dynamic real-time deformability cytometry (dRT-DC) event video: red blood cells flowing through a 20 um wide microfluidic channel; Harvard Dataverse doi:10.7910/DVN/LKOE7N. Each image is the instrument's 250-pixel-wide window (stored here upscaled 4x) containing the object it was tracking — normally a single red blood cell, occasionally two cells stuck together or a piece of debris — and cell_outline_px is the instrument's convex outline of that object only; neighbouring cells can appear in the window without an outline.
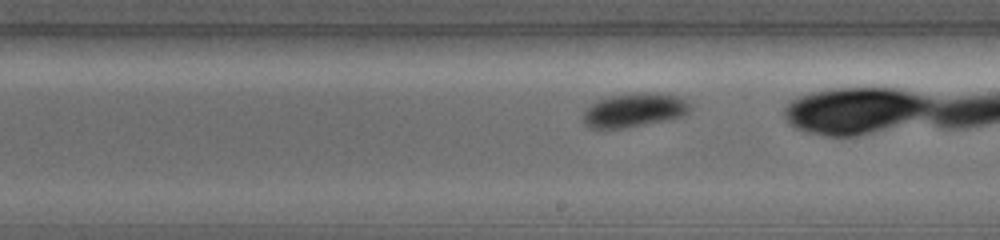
{"species": "common noctule bat (a hibernating species)", "species_latin": "Nyctalus noctula", "temperature_condition": "warm", "stored_images_in_passage": 23, "camera_frame_rate_fps": 5000, "um_per_image_px": 0.085, "animal": {"sex": "female", "body_mass_g": 19.0, "forearm_length_mm": 56.7}, "frame": {"image": 1, "passage_image": 13, "time_ms": 3.2, "image_size_px": [1000, 240], "cell_outline_px": [[692, 108], [688, 112], [680, 116], [664, 120], [620, 128], [592, 128], [584, 120], [584, 112], [592, 104], [600, 100], [612, 96], [636, 92], [644, 92], [676, 96], [688, 100], [692, 104]], "centroid_in_image_um": [53.97, 9.34], "position_along_channel_um": 235.0, "area_um2": 20.46}}
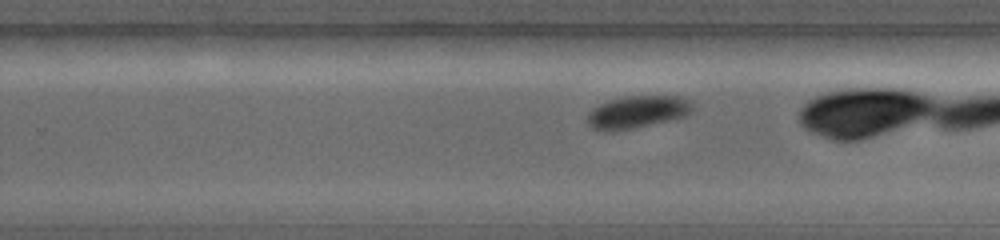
{"frame": {"image": 2, "passage_image": 16, "time_ms": 4.0, "image_size_px": [1000, 240], "cell_outline_px": [[692, 108], [684, 116], [668, 120], [632, 128], [612, 132], [592, 128], [588, 124], [588, 112], [592, 108], [608, 100], [628, 96], [680, 96], [692, 100]], "centroid_in_image_um": [54.14, 9.51], "position_along_channel_um": 275.7, "area_um2": 19.65}}